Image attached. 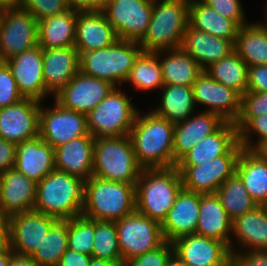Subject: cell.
I'll list each match as a JSON object with an SVG mask.
<instances>
[{
	"label": "cell",
	"instance_id": "18",
	"mask_svg": "<svg viewBox=\"0 0 267 266\" xmlns=\"http://www.w3.org/2000/svg\"><path fill=\"white\" fill-rule=\"evenodd\" d=\"M11 72L20 94L24 98H33L46 102L52 95L46 90L43 78V49L37 45L5 61ZM51 97V98H50Z\"/></svg>",
	"mask_w": 267,
	"mask_h": 266
},
{
	"label": "cell",
	"instance_id": "41",
	"mask_svg": "<svg viewBox=\"0 0 267 266\" xmlns=\"http://www.w3.org/2000/svg\"><path fill=\"white\" fill-rule=\"evenodd\" d=\"M92 257L122 262L115 221L95 220Z\"/></svg>",
	"mask_w": 267,
	"mask_h": 266
},
{
	"label": "cell",
	"instance_id": "13",
	"mask_svg": "<svg viewBox=\"0 0 267 266\" xmlns=\"http://www.w3.org/2000/svg\"><path fill=\"white\" fill-rule=\"evenodd\" d=\"M41 102L39 137L54 149L70 140L87 136V115L62 108L53 100Z\"/></svg>",
	"mask_w": 267,
	"mask_h": 266
},
{
	"label": "cell",
	"instance_id": "47",
	"mask_svg": "<svg viewBox=\"0 0 267 266\" xmlns=\"http://www.w3.org/2000/svg\"><path fill=\"white\" fill-rule=\"evenodd\" d=\"M212 9L217 11L225 18L234 20L240 27L244 26L250 20H247L242 0H202Z\"/></svg>",
	"mask_w": 267,
	"mask_h": 266
},
{
	"label": "cell",
	"instance_id": "59",
	"mask_svg": "<svg viewBox=\"0 0 267 266\" xmlns=\"http://www.w3.org/2000/svg\"><path fill=\"white\" fill-rule=\"evenodd\" d=\"M14 252L11 248H9L6 252L0 253V266H8L9 260L11 258V255Z\"/></svg>",
	"mask_w": 267,
	"mask_h": 266
},
{
	"label": "cell",
	"instance_id": "55",
	"mask_svg": "<svg viewBox=\"0 0 267 266\" xmlns=\"http://www.w3.org/2000/svg\"><path fill=\"white\" fill-rule=\"evenodd\" d=\"M88 266H126L124 262H111L105 259L91 257Z\"/></svg>",
	"mask_w": 267,
	"mask_h": 266
},
{
	"label": "cell",
	"instance_id": "14",
	"mask_svg": "<svg viewBox=\"0 0 267 266\" xmlns=\"http://www.w3.org/2000/svg\"><path fill=\"white\" fill-rule=\"evenodd\" d=\"M192 88L199 111L216 113L224 121L235 123L241 111V95L237 91L217 82L205 70Z\"/></svg>",
	"mask_w": 267,
	"mask_h": 266
},
{
	"label": "cell",
	"instance_id": "50",
	"mask_svg": "<svg viewBox=\"0 0 267 266\" xmlns=\"http://www.w3.org/2000/svg\"><path fill=\"white\" fill-rule=\"evenodd\" d=\"M232 266H267V251H244L232 255Z\"/></svg>",
	"mask_w": 267,
	"mask_h": 266
},
{
	"label": "cell",
	"instance_id": "16",
	"mask_svg": "<svg viewBox=\"0 0 267 266\" xmlns=\"http://www.w3.org/2000/svg\"><path fill=\"white\" fill-rule=\"evenodd\" d=\"M41 101L23 98L0 108V138L19 144L39 136Z\"/></svg>",
	"mask_w": 267,
	"mask_h": 266
},
{
	"label": "cell",
	"instance_id": "40",
	"mask_svg": "<svg viewBox=\"0 0 267 266\" xmlns=\"http://www.w3.org/2000/svg\"><path fill=\"white\" fill-rule=\"evenodd\" d=\"M223 208L228 216L236 217L252 211L258 205L253 201L243 185L240 177L235 173L229 177L216 191Z\"/></svg>",
	"mask_w": 267,
	"mask_h": 266
},
{
	"label": "cell",
	"instance_id": "3",
	"mask_svg": "<svg viewBox=\"0 0 267 266\" xmlns=\"http://www.w3.org/2000/svg\"><path fill=\"white\" fill-rule=\"evenodd\" d=\"M136 210L135 184L91 176L84 182L82 216L118 221Z\"/></svg>",
	"mask_w": 267,
	"mask_h": 266
},
{
	"label": "cell",
	"instance_id": "42",
	"mask_svg": "<svg viewBox=\"0 0 267 266\" xmlns=\"http://www.w3.org/2000/svg\"><path fill=\"white\" fill-rule=\"evenodd\" d=\"M234 124L238 130V143L243 148L260 151L267 145V114L238 117Z\"/></svg>",
	"mask_w": 267,
	"mask_h": 266
},
{
	"label": "cell",
	"instance_id": "39",
	"mask_svg": "<svg viewBox=\"0 0 267 266\" xmlns=\"http://www.w3.org/2000/svg\"><path fill=\"white\" fill-rule=\"evenodd\" d=\"M205 71L217 82L234 89L241 96L247 92L248 66L235 51L212 63Z\"/></svg>",
	"mask_w": 267,
	"mask_h": 266
},
{
	"label": "cell",
	"instance_id": "2",
	"mask_svg": "<svg viewBox=\"0 0 267 266\" xmlns=\"http://www.w3.org/2000/svg\"><path fill=\"white\" fill-rule=\"evenodd\" d=\"M182 188L176 166L142 169L135 184L136 210L162 224Z\"/></svg>",
	"mask_w": 267,
	"mask_h": 266
},
{
	"label": "cell",
	"instance_id": "21",
	"mask_svg": "<svg viewBox=\"0 0 267 266\" xmlns=\"http://www.w3.org/2000/svg\"><path fill=\"white\" fill-rule=\"evenodd\" d=\"M118 39L102 10L78 11L74 46L79 55L113 45Z\"/></svg>",
	"mask_w": 267,
	"mask_h": 266
},
{
	"label": "cell",
	"instance_id": "63",
	"mask_svg": "<svg viewBox=\"0 0 267 266\" xmlns=\"http://www.w3.org/2000/svg\"><path fill=\"white\" fill-rule=\"evenodd\" d=\"M263 17H264V20H265L266 23H267V11L263 14Z\"/></svg>",
	"mask_w": 267,
	"mask_h": 266
},
{
	"label": "cell",
	"instance_id": "26",
	"mask_svg": "<svg viewBox=\"0 0 267 266\" xmlns=\"http://www.w3.org/2000/svg\"><path fill=\"white\" fill-rule=\"evenodd\" d=\"M14 168L38 183L55 170L54 148L39 136L16 144Z\"/></svg>",
	"mask_w": 267,
	"mask_h": 266
},
{
	"label": "cell",
	"instance_id": "27",
	"mask_svg": "<svg viewBox=\"0 0 267 266\" xmlns=\"http://www.w3.org/2000/svg\"><path fill=\"white\" fill-rule=\"evenodd\" d=\"M80 55L75 46L43 49V78L53 96L80 71Z\"/></svg>",
	"mask_w": 267,
	"mask_h": 266
},
{
	"label": "cell",
	"instance_id": "20",
	"mask_svg": "<svg viewBox=\"0 0 267 266\" xmlns=\"http://www.w3.org/2000/svg\"><path fill=\"white\" fill-rule=\"evenodd\" d=\"M37 183L15 168L0 174V214L10 217L34 209Z\"/></svg>",
	"mask_w": 267,
	"mask_h": 266
},
{
	"label": "cell",
	"instance_id": "8",
	"mask_svg": "<svg viewBox=\"0 0 267 266\" xmlns=\"http://www.w3.org/2000/svg\"><path fill=\"white\" fill-rule=\"evenodd\" d=\"M123 90L115 87L87 114L88 133L94 138L129 135L140 109Z\"/></svg>",
	"mask_w": 267,
	"mask_h": 266
},
{
	"label": "cell",
	"instance_id": "34",
	"mask_svg": "<svg viewBox=\"0 0 267 266\" xmlns=\"http://www.w3.org/2000/svg\"><path fill=\"white\" fill-rule=\"evenodd\" d=\"M77 14V10L68 9L39 21L38 45L42 49L74 46Z\"/></svg>",
	"mask_w": 267,
	"mask_h": 266
},
{
	"label": "cell",
	"instance_id": "30",
	"mask_svg": "<svg viewBox=\"0 0 267 266\" xmlns=\"http://www.w3.org/2000/svg\"><path fill=\"white\" fill-rule=\"evenodd\" d=\"M181 47L203 70L234 51V43L231 40L199 31L190 25L184 33Z\"/></svg>",
	"mask_w": 267,
	"mask_h": 266
},
{
	"label": "cell",
	"instance_id": "43",
	"mask_svg": "<svg viewBox=\"0 0 267 266\" xmlns=\"http://www.w3.org/2000/svg\"><path fill=\"white\" fill-rule=\"evenodd\" d=\"M95 233V220L84 216L69 219L67 245L69 249L91 255Z\"/></svg>",
	"mask_w": 267,
	"mask_h": 266
},
{
	"label": "cell",
	"instance_id": "32",
	"mask_svg": "<svg viewBox=\"0 0 267 266\" xmlns=\"http://www.w3.org/2000/svg\"><path fill=\"white\" fill-rule=\"evenodd\" d=\"M160 60L164 84L193 87L204 71L182 47L155 52Z\"/></svg>",
	"mask_w": 267,
	"mask_h": 266
},
{
	"label": "cell",
	"instance_id": "35",
	"mask_svg": "<svg viewBox=\"0 0 267 266\" xmlns=\"http://www.w3.org/2000/svg\"><path fill=\"white\" fill-rule=\"evenodd\" d=\"M258 20L241 26L234 42V51L248 67L267 64V23Z\"/></svg>",
	"mask_w": 267,
	"mask_h": 266
},
{
	"label": "cell",
	"instance_id": "62",
	"mask_svg": "<svg viewBox=\"0 0 267 266\" xmlns=\"http://www.w3.org/2000/svg\"><path fill=\"white\" fill-rule=\"evenodd\" d=\"M262 208L265 210V212L267 214V201L262 205Z\"/></svg>",
	"mask_w": 267,
	"mask_h": 266
},
{
	"label": "cell",
	"instance_id": "7",
	"mask_svg": "<svg viewBox=\"0 0 267 266\" xmlns=\"http://www.w3.org/2000/svg\"><path fill=\"white\" fill-rule=\"evenodd\" d=\"M141 52L139 42L118 39L103 49L81 53L80 71L122 87Z\"/></svg>",
	"mask_w": 267,
	"mask_h": 266
},
{
	"label": "cell",
	"instance_id": "22",
	"mask_svg": "<svg viewBox=\"0 0 267 266\" xmlns=\"http://www.w3.org/2000/svg\"><path fill=\"white\" fill-rule=\"evenodd\" d=\"M244 251H267V214L262 206L232 222L230 252L233 255Z\"/></svg>",
	"mask_w": 267,
	"mask_h": 266
},
{
	"label": "cell",
	"instance_id": "33",
	"mask_svg": "<svg viewBox=\"0 0 267 266\" xmlns=\"http://www.w3.org/2000/svg\"><path fill=\"white\" fill-rule=\"evenodd\" d=\"M158 96V105L150 110L173 124L183 122L198 111L192 87L164 84Z\"/></svg>",
	"mask_w": 267,
	"mask_h": 266
},
{
	"label": "cell",
	"instance_id": "54",
	"mask_svg": "<svg viewBox=\"0 0 267 266\" xmlns=\"http://www.w3.org/2000/svg\"><path fill=\"white\" fill-rule=\"evenodd\" d=\"M8 266H38V265L30 256L13 253L9 260Z\"/></svg>",
	"mask_w": 267,
	"mask_h": 266
},
{
	"label": "cell",
	"instance_id": "57",
	"mask_svg": "<svg viewBox=\"0 0 267 266\" xmlns=\"http://www.w3.org/2000/svg\"><path fill=\"white\" fill-rule=\"evenodd\" d=\"M109 0H87V11L101 10Z\"/></svg>",
	"mask_w": 267,
	"mask_h": 266
},
{
	"label": "cell",
	"instance_id": "12",
	"mask_svg": "<svg viewBox=\"0 0 267 266\" xmlns=\"http://www.w3.org/2000/svg\"><path fill=\"white\" fill-rule=\"evenodd\" d=\"M154 0H109L101 9L121 40L140 42L153 12Z\"/></svg>",
	"mask_w": 267,
	"mask_h": 266
},
{
	"label": "cell",
	"instance_id": "58",
	"mask_svg": "<svg viewBox=\"0 0 267 266\" xmlns=\"http://www.w3.org/2000/svg\"><path fill=\"white\" fill-rule=\"evenodd\" d=\"M18 6V0H0V12Z\"/></svg>",
	"mask_w": 267,
	"mask_h": 266
},
{
	"label": "cell",
	"instance_id": "37",
	"mask_svg": "<svg viewBox=\"0 0 267 266\" xmlns=\"http://www.w3.org/2000/svg\"><path fill=\"white\" fill-rule=\"evenodd\" d=\"M125 83H129L128 86H133L132 88L138 92L160 91L164 83L157 54L142 51L136 58L124 85Z\"/></svg>",
	"mask_w": 267,
	"mask_h": 266
},
{
	"label": "cell",
	"instance_id": "15",
	"mask_svg": "<svg viewBox=\"0 0 267 266\" xmlns=\"http://www.w3.org/2000/svg\"><path fill=\"white\" fill-rule=\"evenodd\" d=\"M115 88L106 80L86 75L79 71L62 87L53 100L62 108L87 115Z\"/></svg>",
	"mask_w": 267,
	"mask_h": 266
},
{
	"label": "cell",
	"instance_id": "28",
	"mask_svg": "<svg viewBox=\"0 0 267 266\" xmlns=\"http://www.w3.org/2000/svg\"><path fill=\"white\" fill-rule=\"evenodd\" d=\"M238 142V130L233 122L225 121L214 133L195 144L176 166H199L225 155Z\"/></svg>",
	"mask_w": 267,
	"mask_h": 266
},
{
	"label": "cell",
	"instance_id": "45",
	"mask_svg": "<svg viewBox=\"0 0 267 266\" xmlns=\"http://www.w3.org/2000/svg\"><path fill=\"white\" fill-rule=\"evenodd\" d=\"M173 255L172 242L165 241L156 249L129 260L126 266H167Z\"/></svg>",
	"mask_w": 267,
	"mask_h": 266
},
{
	"label": "cell",
	"instance_id": "6",
	"mask_svg": "<svg viewBox=\"0 0 267 266\" xmlns=\"http://www.w3.org/2000/svg\"><path fill=\"white\" fill-rule=\"evenodd\" d=\"M142 169L129 135L95 138L92 176L136 184Z\"/></svg>",
	"mask_w": 267,
	"mask_h": 266
},
{
	"label": "cell",
	"instance_id": "11",
	"mask_svg": "<svg viewBox=\"0 0 267 266\" xmlns=\"http://www.w3.org/2000/svg\"><path fill=\"white\" fill-rule=\"evenodd\" d=\"M38 21L16 6L1 12L0 61H6L38 45Z\"/></svg>",
	"mask_w": 267,
	"mask_h": 266
},
{
	"label": "cell",
	"instance_id": "29",
	"mask_svg": "<svg viewBox=\"0 0 267 266\" xmlns=\"http://www.w3.org/2000/svg\"><path fill=\"white\" fill-rule=\"evenodd\" d=\"M232 222L216 193L200 194L195 234L224 242L230 249Z\"/></svg>",
	"mask_w": 267,
	"mask_h": 266
},
{
	"label": "cell",
	"instance_id": "10",
	"mask_svg": "<svg viewBox=\"0 0 267 266\" xmlns=\"http://www.w3.org/2000/svg\"><path fill=\"white\" fill-rule=\"evenodd\" d=\"M243 147L237 142L225 155L199 166H176L182 178L183 189L199 194H214L236 173Z\"/></svg>",
	"mask_w": 267,
	"mask_h": 266
},
{
	"label": "cell",
	"instance_id": "64",
	"mask_svg": "<svg viewBox=\"0 0 267 266\" xmlns=\"http://www.w3.org/2000/svg\"><path fill=\"white\" fill-rule=\"evenodd\" d=\"M266 11H267V2H266V5H264V10H262V12L265 13Z\"/></svg>",
	"mask_w": 267,
	"mask_h": 266
},
{
	"label": "cell",
	"instance_id": "61",
	"mask_svg": "<svg viewBox=\"0 0 267 266\" xmlns=\"http://www.w3.org/2000/svg\"><path fill=\"white\" fill-rule=\"evenodd\" d=\"M260 152H262L267 157V145H265Z\"/></svg>",
	"mask_w": 267,
	"mask_h": 266
},
{
	"label": "cell",
	"instance_id": "56",
	"mask_svg": "<svg viewBox=\"0 0 267 266\" xmlns=\"http://www.w3.org/2000/svg\"><path fill=\"white\" fill-rule=\"evenodd\" d=\"M69 9L87 11V0H65Z\"/></svg>",
	"mask_w": 267,
	"mask_h": 266
},
{
	"label": "cell",
	"instance_id": "38",
	"mask_svg": "<svg viewBox=\"0 0 267 266\" xmlns=\"http://www.w3.org/2000/svg\"><path fill=\"white\" fill-rule=\"evenodd\" d=\"M69 219L56 218L50 231L30 255L38 266H58L61 256L68 249Z\"/></svg>",
	"mask_w": 267,
	"mask_h": 266
},
{
	"label": "cell",
	"instance_id": "5",
	"mask_svg": "<svg viewBox=\"0 0 267 266\" xmlns=\"http://www.w3.org/2000/svg\"><path fill=\"white\" fill-rule=\"evenodd\" d=\"M190 0H154L147 32L139 45L144 52L181 47L189 26Z\"/></svg>",
	"mask_w": 267,
	"mask_h": 266
},
{
	"label": "cell",
	"instance_id": "31",
	"mask_svg": "<svg viewBox=\"0 0 267 266\" xmlns=\"http://www.w3.org/2000/svg\"><path fill=\"white\" fill-rule=\"evenodd\" d=\"M236 174L253 201L262 206L267 201V157L260 151L243 148L237 161Z\"/></svg>",
	"mask_w": 267,
	"mask_h": 266
},
{
	"label": "cell",
	"instance_id": "36",
	"mask_svg": "<svg viewBox=\"0 0 267 266\" xmlns=\"http://www.w3.org/2000/svg\"><path fill=\"white\" fill-rule=\"evenodd\" d=\"M189 25L199 31L235 42L240 26L225 18L202 0H190Z\"/></svg>",
	"mask_w": 267,
	"mask_h": 266
},
{
	"label": "cell",
	"instance_id": "19",
	"mask_svg": "<svg viewBox=\"0 0 267 266\" xmlns=\"http://www.w3.org/2000/svg\"><path fill=\"white\" fill-rule=\"evenodd\" d=\"M55 219L35 210L10 216L8 220L12 251L30 256L50 231Z\"/></svg>",
	"mask_w": 267,
	"mask_h": 266
},
{
	"label": "cell",
	"instance_id": "48",
	"mask_svg": "<svg viewBox=\"0 0 267 266\" xmlns=\"http://www.w3.org/2000/svg\"><path fill=\"white\" fill-rule=\"evenodd\" d=\"M267 114V92H246L241 96L239 117H258Z\"/></svg>",
	"mask_w": 267,
	"mask_h": 266
},
{
	"label": "cell",
	"instance_id": "46",
	"mask_svg": "<svg viewBox=\"0 0 267 266\" xmlns=\"http://www.w3.org/2000/svg\"><path fill=\"white\" fill-rule=\"evenodd\" d=\"M23 98L8 64L0 61V108L13 105Z\"/></svg>",
	"mask_w": 267,
	"mask_h": 266
},
{
	"label": "cell",
	"instance_id": "25",
	"mask_svg": "<svg viewBox=\"0 0 267 266\" xmlns=\"http://www.w3.org/2000/svg\"><path fill=\"white\" fill-rule=\"evenodd\" d=\"M199 210L200 194L182 188L161 224L165 240L172 242L178 237L195 234Z\"/></svg>",
	"mask_w": 267,
	"mask_h": 266
},
{
	"label": "cell",
	"instance_id": "49",
	"mask_svg": "<svg viewBox=\"0 0 267 266\" xmlns=\"http://www.w3.org/2000/svg\"><path fill=\"white\" fill-rule=\"evenodd\" d=\"M247 92H267V64L248 67Z\"/></svg>",
	"mask_w": 267,
	"mask_h": 266
},
{
	"label": "cell",
	"instance_id": "23",
	"mask_svg": "<svg viewBox=\"0 0 267 266\" xmlns=\"http://www.w3.org/2000/svg\"><path fill=\"white\" fill-rule=\"evenodd\" d=\"M94 144L95 138L88 134L56 147L55 170L87 181L93 174Z\"/></svg>",
	"mask_w": 267,
	"mask_h": 266
},
{
	"label": "cell",
	"instance_id": "17",
	"mask_svg": "<svg viewBox=\"0 0 267 266\" xmlns=\"http://www.w3.org/2000/svg\"><path fill=\"white\" fill-rule=\"evenodd\" d=\"M174 255L187 266H232L229 247L221 241L189 234L172 241Z\"/></svg>",
	"mask_w": 267,
	"mask_h": 266
},
{
	"label": "cell",
	"instance_id": "4",
	"mask_svg": "<svg viewBox=\"0 0 267 266\" xmlns=\"http://www.w3.org/2000/svg\"><path fill=\"white\" fill-rule=\"evenodd\" d=\"M84 181L53 170L36 185L35 211L59 219L82 216Z\"/></svg>",
	"mask_w": 267,
	"mask_h": 266
},
{
	"label": "cell",
	"instance_id": "44",
	"mask_svg": "<svg viewBox=\"0 0 267 266\" xmlns=\"http://www.w3.org/2000/svg\"><path fill=\"white\" fill-rule=\"evenodd\" d=\"M18 6L29 11L38 22L69 9L65 0H18Z\"/></svg>",
	"mask_w": 267,
	"mask_h": 266
},
{
	"label": "cell",
	"instance_id": "9",
	"mask_svg": "<svg viewBox=\"0 0 267 266\" xmlns=\"http://www.w3.org/2000/svg\"><path fill=\"white\" fill-rule=\"evenodd\" d=\"M115 223L122 262L125 264L136 256L156 249L166 241L161 224L137 210Z\"/></svg>",
	"mask_w": 267,
	"mask_h": 266
},
{
	"label": "cell",
	"instance_id": "53",
	"mask_svg": "<svg viewBox=\"0 0 267 266\" xmlns=\"http://www.w3.org/2000/svg\"><path fill=\"white\" fill-rule=\"evenodd\" d=\"M10 248L9 220L0 214V253Z\"/></svg>",
	"mask_w": 267,
	"mask_h": 266
},
{
	"label": "cell",
	"instance_id": "1",
	"mask_svg": "<svg viewBox=\"0 0 267 266\" xmlns=\"http://www.w3.org/2000/svg\"><path fill=\"white\" fill-rule=\"evenodd\" d=\"M175 124L156 115L152 110L138 111L129 137L138 164L143 168L176 166L173 157Z\"/></svg>",
	"mask_w": 267,
	"mask_h": 266
},
{
	"label": "cell",
	"instance_id": "52",
	"mask_svg": "<svg viewBox=\"0 0 267 266\" xmlns=\"http://www.w3.org/2000/svg\"><path fill=\"white\" fill-rule=\"evenodd\" d=\"M91 257L68 248L61 256L58 266H88Z\"/></svg>",
	"mask_w": 267,
	"mask_h": 266
},
{
	"label": "cell",
	"instance_id": "60",
	"mask_svg": "<svg viewBox=\"0 0 267 266\" xmlns=\"http://www.w3.org/2000/svg\"><path fill=\"white\" fill-rule=\"evenodd\" d=\"M167 266H187V265L184 264V263H183L179 258H177L175 255H173Z\"/></svg>",
	"mask_w": 267,
	"mask_h": 266
},
{
	"label": "cell",
	"instance_id": "51",
	"mask_svg": "<svg viewBox=\"0 0 267 266\" xmlns=\"http://www.w3.org/2000/svg\"><path fill=\"white\" fill-rule=\"evenodd\" d=\"M16 144L0 138V174L14 168Z\"/></svg>",
	"mask_w": 267,
	"mask_h": 266
},
{
	"label": "cell",
	"instance_id": "24",
	"mask_svg": "<svg viewBox=\"0 0 267 266\" xmlns=\"http://www.w3.org/2000/svg\"><path fill=\"white\" fill-rule=\"evenodd\" d=\"M225 121L216 113L196 111L183 122L175 124L173 157L177 163L191 148L214 133Z\"/></svg>",
	"mask_w": 267,
	"mask_h": 266
}]
</instances>
